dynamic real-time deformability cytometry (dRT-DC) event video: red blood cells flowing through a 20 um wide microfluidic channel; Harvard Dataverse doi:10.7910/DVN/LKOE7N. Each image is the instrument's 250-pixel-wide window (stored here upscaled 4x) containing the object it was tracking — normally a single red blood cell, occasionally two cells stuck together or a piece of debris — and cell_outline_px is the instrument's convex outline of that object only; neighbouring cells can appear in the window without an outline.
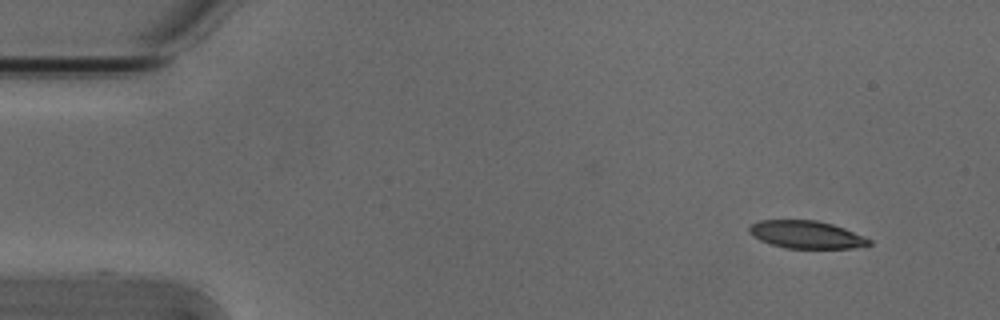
{"species": "Egyptian fruit bat (a non-hibernating species)", "species_latin": "Rousettus aegyptiacus", "temperature_condition": "cold", "stored_images_in_passage": 41, "camera_frame_rate_fps": 3000, "um_per_image_px": 0.085, "animal": {"sex": "male"}, "frame": {"image": 1, "passage_image": 1, "time_ms": 0.0, "image_size_px": [1000, 320], "cell_outline_px": [[872, 244], [852, 248], [784, 248], [760, 240], [748, 232], [748, 228], [752, 224], [760, 220], [816, 220], [832, 224], [844, 228], [872, 240]], "centroid_in_image_um": [68.53, 19.94], "position_along_channel_um": 16.5, "area_um2": 19.19}}
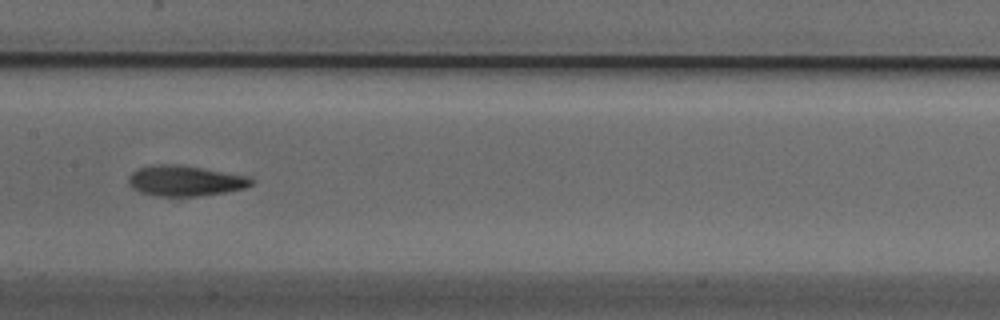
{"frame": {"image": 2, "passage_image": 23, "time_ms": 7.333, "image_size_px": [1000, 320], "cell_outline_px": [[252, 184], [244, 188], [224, 192], [200, 196], [156, 196], [140, 192], [132, 188], [128, 184], [128, 176], [132, 172], [140, 168], [160, 164], [176, 164], [248, 176], [252, 180]], "centroid_in_image_um": [15.69, 15.38], "position_along_channel_um": 191.7, "area_um2": 21.56}}
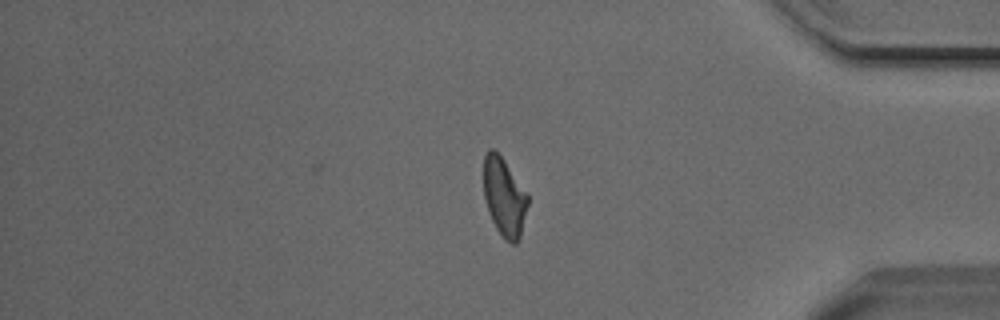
{"frame": {"image": 3, "passage_image": 41, "time_ms": 13.333, "image_size_px": [1000, 320], "cell_outline_px": [[528, 204], [520, 236], [516, 244], [512, 244], [504, 240], [496, 228], [488, 212], [484, 196], [484, 156], [488, 148], [496, 148], [528, 196]], "centroid_in_image_um": [42.84, 16.74], "position_along_channel_um": 392.4, "area_um2": 20.11}, "authors_computed_cell_mechanics": {"area_um2": 20.9814, "velocity_mm_per_s": 3.7936, "shape_relaxation_time_tau1_ms": 3.4199, "shape_relaxation_time_tau2_ms": 3.8644, "deformation_change_tau1": 0.1539, "deformation_change_tau2": 0.1271}}